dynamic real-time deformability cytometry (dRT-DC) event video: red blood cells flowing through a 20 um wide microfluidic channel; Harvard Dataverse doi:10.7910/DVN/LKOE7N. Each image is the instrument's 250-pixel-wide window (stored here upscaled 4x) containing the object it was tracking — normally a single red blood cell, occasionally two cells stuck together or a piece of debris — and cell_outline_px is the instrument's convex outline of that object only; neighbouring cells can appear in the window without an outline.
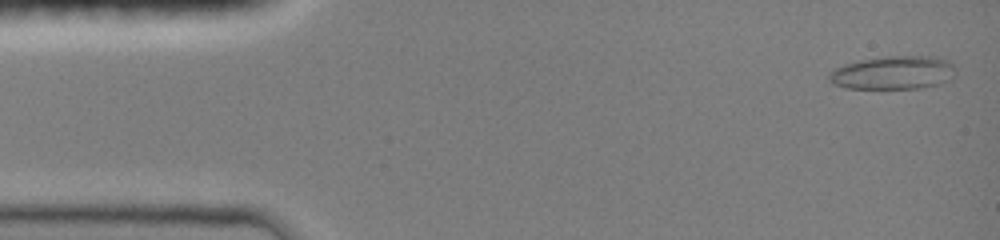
{"species": "common noctule bat (a hibernating species)", "species_latin": "Nyctalus noctula", "temperature_condition": "room temperature", "stored_images_in_passage": 48, "camera_frame_rate_fps": 3000, "um_per_image_px": 0.085, "animal": {"sex": "female", "body_mass_g": 19.0, "forearm_length_mm": 51.5}, "frame": {"image": 1, "passage_image": 2, "time_ms": 0.333, "image_size_px": [1000, 240], "cell_outline_px": [[956, 76], [940, 84], [920, 88], [848, 88], [836, 84], [828, 76], [828, 72], [836, 68], [860, 60], [888, 56], [920, 56], [948, 60], [956, 68]], "centroid_in_image_um": [75.98, 6.18], "position_along_channel_um": 9.0, "area_um2": 24.28}}
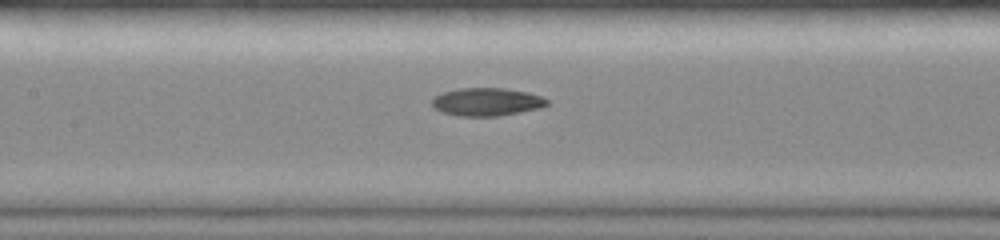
{"frame": {"image": 2, "passage_image": 22, "time_ms": 7.0, "image_size_px": [1000, 240], "cell_outline_px": [[548, 104], [540, 108], [500, 116], [456, 116], [440, 112], [432, 108], [432, 96], [444, 92], [460, 88], [504, 88], [528, 92], [540, 96], [548, 100]], "centroid_in_image_um": [41.32, 8.66], "position_along_channel_um": 166.1, "area_um2": 18.96}}
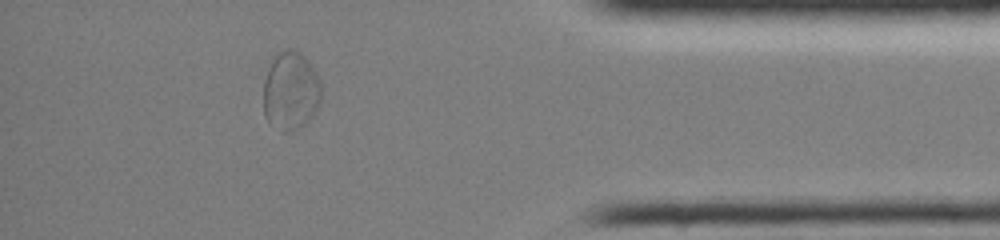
{"frame": {"image": 3, "passage_image": 42, "time_ms": 13.667, "image_size_px": [1000, 240], "cell_outline_px": [[320, 100], [312, 116], [304, 124], [296, 128], [284, 132], [280, 132], [268, 124], [264, 116], [264, 80], [268, 68], [276, 52], [284, 48], [292, 48], [300, 52], [308, 60], [316, 72], [320, 80]], "centroid_in_image_um": [24.68, 7.7], "position_along_channel_um": 410.5, "area_um2": 26.7}, "authors_computed_cell_mechanics": {"area_um2": 20.3167, "velocity_mm_per_s": 4.0081, "shape_relaxation_time_tau1_ms": null, "shape_relaxation_time_tau2_ms": 4.2013, "deformation_change_tau1": null, "deformation_change_tau2": 0.0799}}